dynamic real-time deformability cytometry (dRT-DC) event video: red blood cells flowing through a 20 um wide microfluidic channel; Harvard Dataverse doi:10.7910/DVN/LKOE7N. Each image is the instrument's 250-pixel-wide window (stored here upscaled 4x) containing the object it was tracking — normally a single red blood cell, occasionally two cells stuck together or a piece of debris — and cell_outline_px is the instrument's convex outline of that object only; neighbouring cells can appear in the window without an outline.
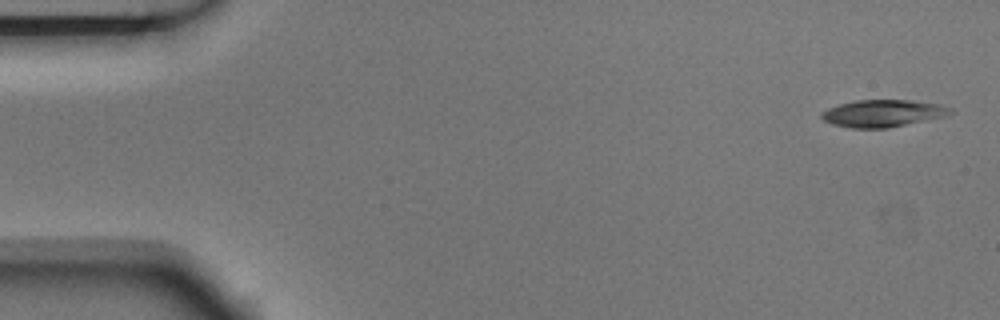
{"species": "Egyptian fruit bat (a non-hibernating species)", "species_latin": "Rousettus aegyptiacus", "temperature_condition": "room temperature", "stored_images_in_passage": 4, "camera_frame_rate_fps": 3000, "um_per_image_px": 0.085, "animal": {"sex": "male"}, "frame": {"image": 1, "passage_image": 1, "time_ms": 0.0, "image_size_px": [1000, 320], "cell_outline_px": [[952, 112], [944, 116], [888, 128], [852, 128], [832, 124], [824, 120], [820, 116], [820, 112], [828, 108], [840, 104], [856, 100], [912, 100], [940, 104], [952, 108]], "centroid_in_image_um": [75.02, 9.63], "position_along_channel_um": 10.0, "area_um2": 20.29}}
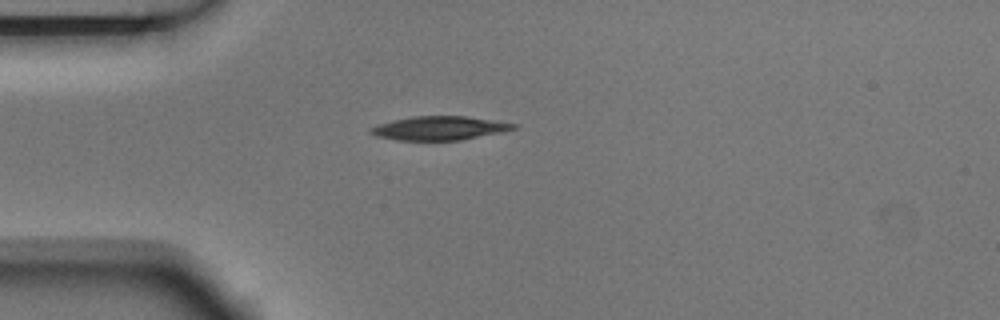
{"frame": {"image": 2, "passage_image": 4, "time_ms": 1.0, "image_size_px": [1000, 320], "cell_outline_px": [[520, 124], [516, 128], [504, 132], [460, 140], [396, 140], [376, 136], [368, 132], [368, 128], [376, 124], [392, 120], [412, 116], [468, 116]], "centroid_in_image_um": [37.35, 10.89], "position_along_channel_um": 47.7, "area_um2": 20.11}}